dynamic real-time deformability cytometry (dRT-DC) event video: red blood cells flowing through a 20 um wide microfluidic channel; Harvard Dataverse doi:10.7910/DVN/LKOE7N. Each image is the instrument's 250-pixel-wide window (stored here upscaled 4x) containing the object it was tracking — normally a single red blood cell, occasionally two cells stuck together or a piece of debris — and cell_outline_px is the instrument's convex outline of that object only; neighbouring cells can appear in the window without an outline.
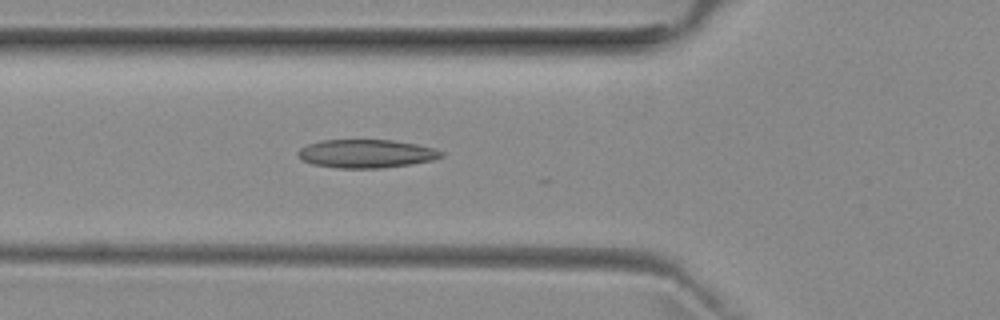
{"species": "common noctule bat (a hibernating species)", "species_latin": "Nyctalus noctula", "temperature_condition": "room temperature", "stored_images_in_passage": 22, "camera_frame_rate_fps": 3000, "um_per_image_px": 0.085, "animal": {"sex": "female", "body_mass_g": 29.2, "forearm_length_mm": 56.3}, "frame": {"image": 1, "passage_image": 18, "time_ms": 5.667, "image_size_px": [1000, 320], "cell_outline_px": [[444, 156], [432, 160], [408, 164], [380, 168], [336, 168], [312, 164], [296, 156], [296, 152], [300, 148], [308, 144], [320, 140], [392, 140], [416, 144], [432, 148], [444, 152]], "centroid_in_image_um": [31.09, 13.06], "position_along_channel_um": 94.7, "area_um2": 23.64}}
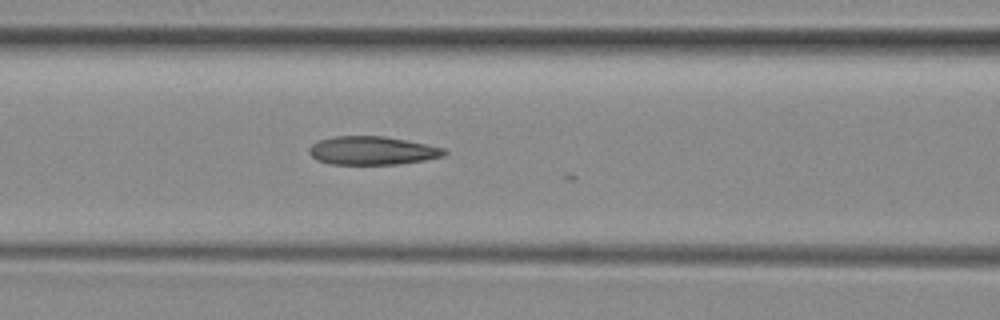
{"frame": {"image": 2, "passage_image": 21, "time_ms": 6.667, "image_size_px": [1000, 320], "cell_outline_px": [[448, 152], [444, 156], [424, 160], [396, 164], [332, 164], [316, 160], [308, 152], [308, 148], [312, 144], [320, 140], [332, 136], [384, 136], [444, 148]], "centroid_in_image_um": [31.61, 12.8], "position_along_channel_um": 135.0, "area_um2": 22.25}}